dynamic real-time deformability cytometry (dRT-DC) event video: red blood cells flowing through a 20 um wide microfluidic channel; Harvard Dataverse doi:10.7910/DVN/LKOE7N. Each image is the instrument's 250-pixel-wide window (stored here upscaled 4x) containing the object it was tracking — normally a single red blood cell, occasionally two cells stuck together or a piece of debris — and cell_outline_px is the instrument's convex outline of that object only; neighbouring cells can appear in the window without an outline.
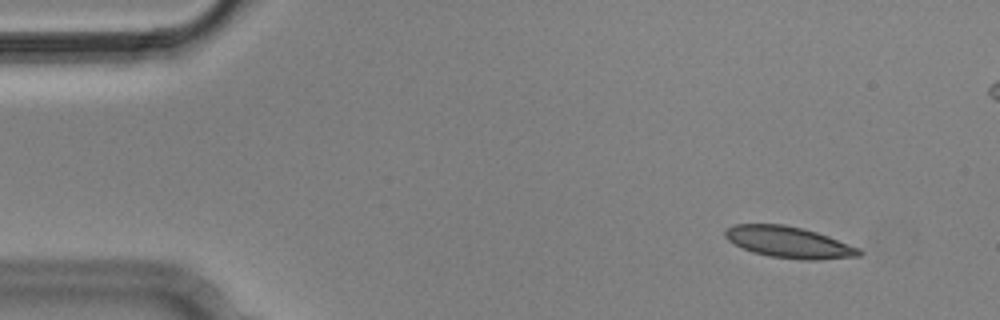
{"species": "Egyptian fruit bat (a non-hibernating species)", "species_latin": "Rousettus aegyptiacus", "temperature_condition": "cold", "stored_images_in_passage": 4, "camera_frame_rate_fps": 3000, "um_per_image_px": 0.085, "animal": {"sex": "male"}, "frame": {"image": 1, "passage_image": 1, "time_ms": 0.0, "image_size_px": [1000, 320], "cell_outline_px": [[864, 252], [860, 256], [816, 260], [800, 260], [772, 256], [752, 252], [728, 240], [724, 236], [724, 232], [728, 228], [736, 224], [784, 224], [816, 232], [828, 236], [860, 248]], "centroid_in_image_um": [67.09, 20.59], "position_along_channel_um": 17.9, "area_um2": 24.28}}